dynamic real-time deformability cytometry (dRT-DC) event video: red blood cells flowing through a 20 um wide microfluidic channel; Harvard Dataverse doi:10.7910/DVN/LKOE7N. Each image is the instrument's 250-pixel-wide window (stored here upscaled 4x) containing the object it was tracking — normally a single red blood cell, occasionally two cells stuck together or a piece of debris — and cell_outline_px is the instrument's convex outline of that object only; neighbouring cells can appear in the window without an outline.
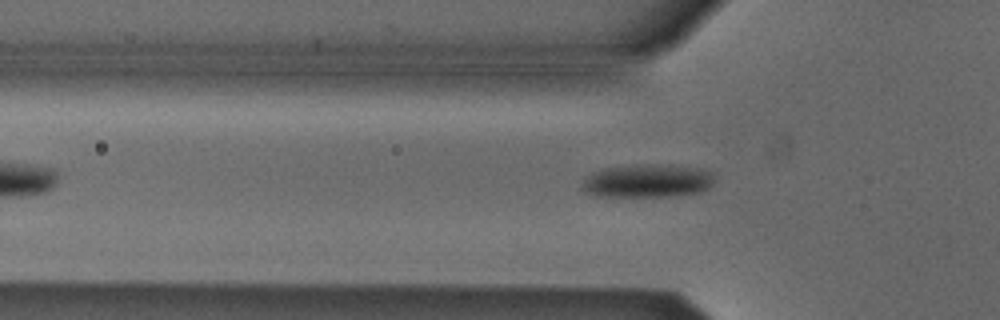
{"species": "Egyptian fruit bat (a non-hibernating species)", "species_latin": "Rousettus aegyptiacus", "temperature_condition": "cold", "stored_images_in_passage": 44, "camera_frame_rate_fps": 3000, "um_per_image_px": 0.085, "animal": {"sex": "male"}, "frame": {"image": 1, "passage_image": 12, "time_ms": 3.667, "image_size_px": [1000, 320], "cell_outline_px": [[716, 180], [708, 188], [700, 192], [672, 196], [596, 196], [584, 192], [584, 180], [592, 172], [608, 168], [704, 168], [716, 172]], "centroid_in_image_um": [55.12, 15.45], "position_along_channel_um": 70.7, "area_um2": 24.22}}
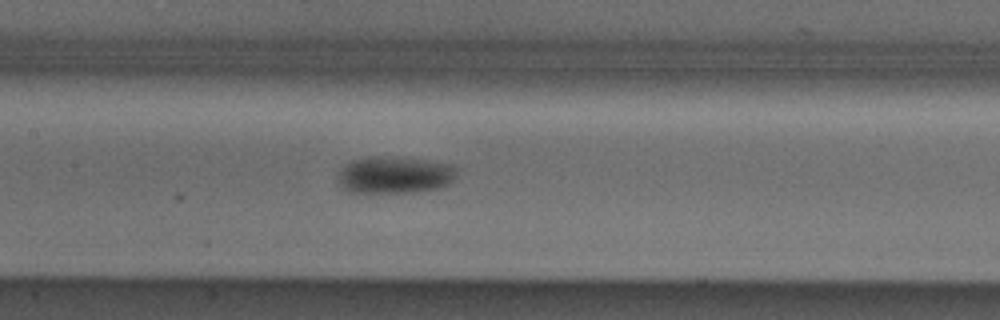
{"frame": {"image": 2, "passage_image": 20, "time_ms": 6.333, "image_size_px": [1000, 320], "cell_outline_px": [[460, 168], [452, 180], [448, 184], [440, 188], [416, 192], [348, 192], [340, 184], [340, 172], [352, 160], [376, 156], [424, 160], [452, 164]], "centroid_in_image_um": [33.63, 14.88], "position_along_channel_um": 173.8, "area_um2": 25.26}}
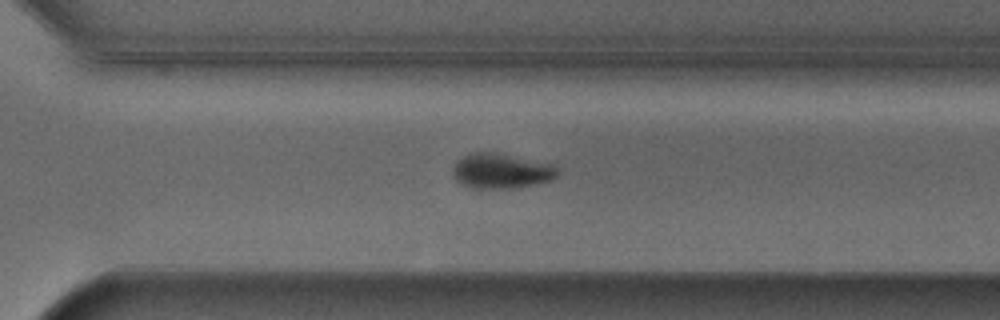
{"frame": {"image": 3, "passage_image": 32, "time_ms": 10.333, "image_size_px": [1000, 320], "cell_outline_px": [[560, 172], [552, 180], [512, 188], [472, 188], [460, 184], [456, 180], [452, 172], [452, 168], [456, 160], [472, 152], [496, 152], [556, 164]], "centroid_in_image_um": [42.61, 14.52], "position_along_channel_um": 328.0, "area_um2": 21.68}, "authors_computed_cell_mechanics": {"area_um2": 22.8888, "velocity_mm_per_s": 3.8612, "shape_relaxation_time_tau1_ms": 1.6626, "shape_relaxation_time_tau2_ms": null, "deformation_change_tau1": 0.1122, "deformation_change_tau2": null}}